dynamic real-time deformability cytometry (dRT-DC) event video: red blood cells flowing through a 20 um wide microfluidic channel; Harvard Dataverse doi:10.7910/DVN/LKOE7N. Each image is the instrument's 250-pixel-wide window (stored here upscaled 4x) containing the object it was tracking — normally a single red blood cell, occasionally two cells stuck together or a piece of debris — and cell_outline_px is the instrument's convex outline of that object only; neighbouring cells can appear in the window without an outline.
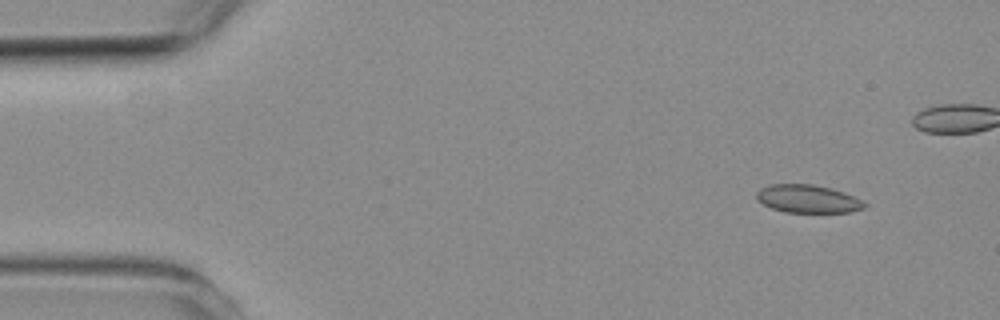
{"species": "common noctule bat (a hibernating species)", "species_latin": "Nyctalus noctula", "temperature_condition": "room temperature", "stored_images_in_passage": 5, "camera_frame_rate_fps": 3000, "um_per_image_px": 0.085, "animal": {"sex": "female", "body_mass_g": 19.3, "forearm_length_mm": 54.1}, "frame": {"image": 1, "passage_image": 1, "time_ms": 0.0, "image_size_px": [1000, 320], "cell_outline_px": [[868, 204], [864, 208], [848, 212], [784, 212], [772, 208], [756, 200], [756, 192], [760, 188], [772, 184], [812, 184], [832, 188], [844, 192]], "centroid_in_image_um": [68.64, 16.89], "position_along_channel_um": 16.4, "area_um2": 17.57}}